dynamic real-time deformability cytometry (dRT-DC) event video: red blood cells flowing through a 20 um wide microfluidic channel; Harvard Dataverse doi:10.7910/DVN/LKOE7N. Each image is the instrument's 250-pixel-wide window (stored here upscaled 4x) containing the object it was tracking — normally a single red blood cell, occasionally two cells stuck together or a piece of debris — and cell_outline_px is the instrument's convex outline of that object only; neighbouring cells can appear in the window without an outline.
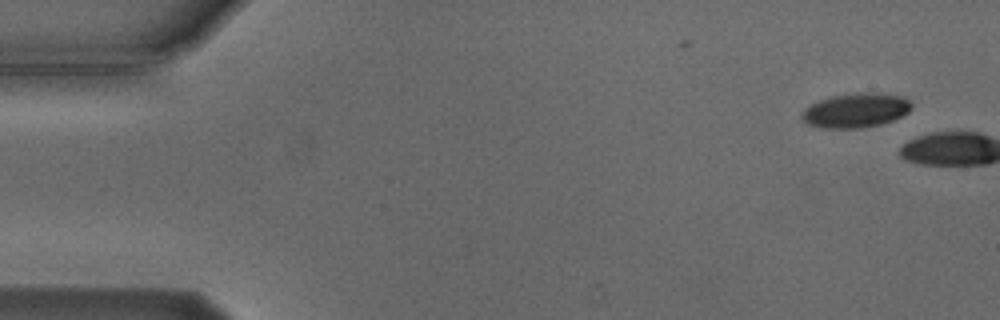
{"species": "Egyptian fruit bat (a non-hibernating species)", "species_latin": "Rousettus aegyptiacus", "temperature_condition": "cold", "stored_images_in_passage": 2, "camera_frame_rate_fps": 3000, "um_per_image_px": 0.085, "animal": {"sex": "male"}, "frame": {"image": 1, "passage_image": 2, "time_ms": 1.333, "image_size_px": [1000, 320], "cell_outline_px": [[912, 108], [908, 112], [892, 120], [880, 124], [860, 128], [820, 128], [808, 124], [800, 116], [804, 108], [820, 100], [832, 96], [864, 92], [868, 92], [900, 96], [908, 100], [912, 104]], "centroid_in_image_um": [72.71, 9.39], "position_along_channel_um": 12.3, "area_um2": 21.73}}